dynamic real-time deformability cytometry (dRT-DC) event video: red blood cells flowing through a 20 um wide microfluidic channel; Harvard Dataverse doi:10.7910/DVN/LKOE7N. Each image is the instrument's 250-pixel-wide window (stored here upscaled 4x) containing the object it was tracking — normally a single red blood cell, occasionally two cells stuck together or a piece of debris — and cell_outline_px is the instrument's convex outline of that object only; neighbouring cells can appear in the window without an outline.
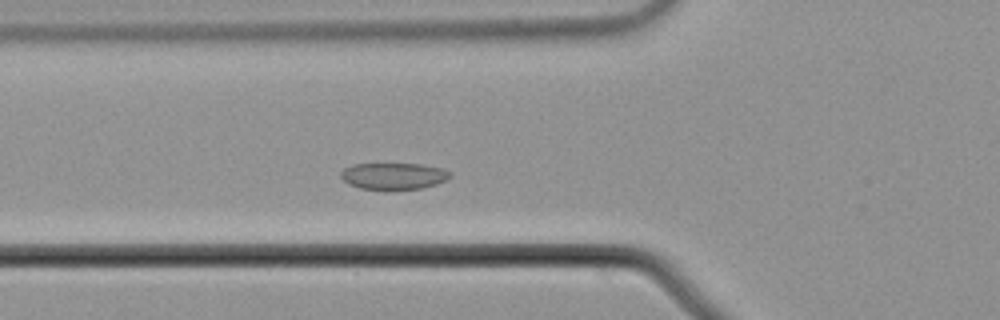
{"species": "common noctule bat (a hibernating species)", "species_latin": "Nyctalus noctula", "temperature_condition": "cold", "stored_images_in_passage": 46, "camera_frame_rate_fps": 3000, "um_per_image_px": 0.085, "animal": {"sex": "male", "body_mass_g": 21.5, "forearm_length_mm": 52.0}, "frame": {"image": 1, "passage_image": 10, "time_ms": 3.0, "image_size_px": [1000, 320], "cell_outline_px": [[452, 176], [436, 184], [424, 188], [360, 188], [348, 184], [340, 176], [340, 172], [344, 168], [352, 164], [420, 164], [444, 168], [452, 172]], "centroid_in_image_um": [33.47, 14.94], "position_along_channel_um": 92.3, "area_um2": 16.7}}
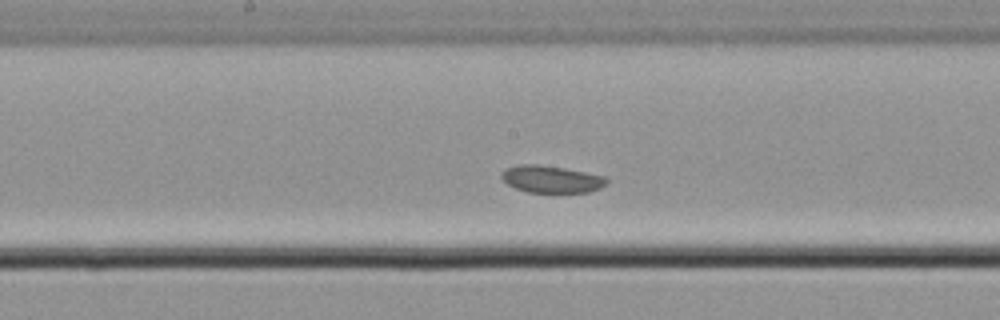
{"frame": {"image": 2, "passage_image": 19, "time_ms": 6.0, "image_size_px": [1000, 320], "cell_outline_px": [[608, 180], [600, 188], [588, 192], [528, 192], [516, 188], [508, 184], [500, 176], [500, 172], [504, 168], [516, 164], [536, 164], [564, 168], [604, 176]], "centroid_in_image_um": [46.8, 15.21], "position_along_channel_um": 201.4, "area_um2": 16.53}}
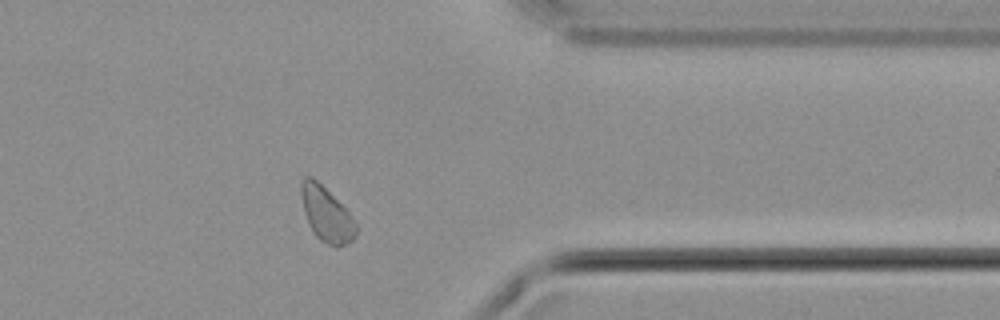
{"frame": {"image": 3, "passage_image": 35, "time_ms": 11.333, "image_size_px": [1000, 320], "cell_outline_px": [[356, 236], [352, 240], [336, 248], [320, 240], [316, 236], [308, 224], [304, 212], [300, 192], [300, 180], [304, 176], [312, 176], [348, 212], [356, 224]], "centroid_in_image_um": [27.7, 18.21], "position_along_channel_um": 383.7, "area_um2": 17.22}}